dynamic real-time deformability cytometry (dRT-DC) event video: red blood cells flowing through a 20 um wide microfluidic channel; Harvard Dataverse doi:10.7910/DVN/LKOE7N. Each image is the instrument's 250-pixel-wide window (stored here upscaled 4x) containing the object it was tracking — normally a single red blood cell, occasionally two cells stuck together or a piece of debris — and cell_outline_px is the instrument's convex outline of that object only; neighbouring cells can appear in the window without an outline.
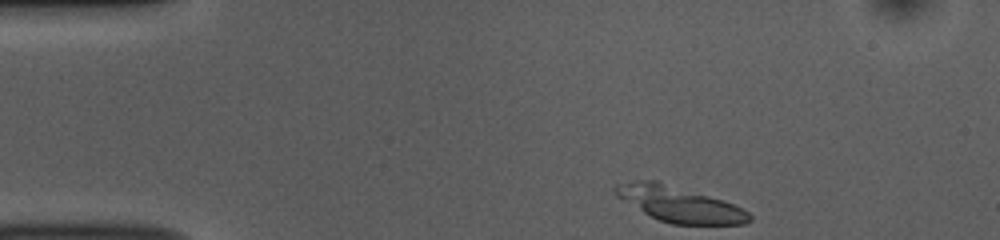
{"species": "common noctule bat (a hibernating species)", "species_latin": "Nyctalus noctula", "temperature_condition": "room temperature", "stored_images_in_passage": 45, "camera_frame_rate_fps": 3000, "um_per_image_px": 0.085, "animal": {"sex": "female", "body_mass_g": 10.0, "forearm_length_mm": 53.1}, "frame": {"image": 1, "passage_image": 1, "time_ms": 0.0, "image_size_px": [1000, 240], "cell_outline_px": [[752, 220], [744, 224], [672, 224], [660, 220], [644, 212], [616, 196], [612, 188], [616, 184], [636, 180], [656, 180], [724, 200], [748, 212], [752, 216]], "centroid_in_image_um": [57.74, 17.34], "position_along_channel_um": 27.3, "area_um2": 27.46}}
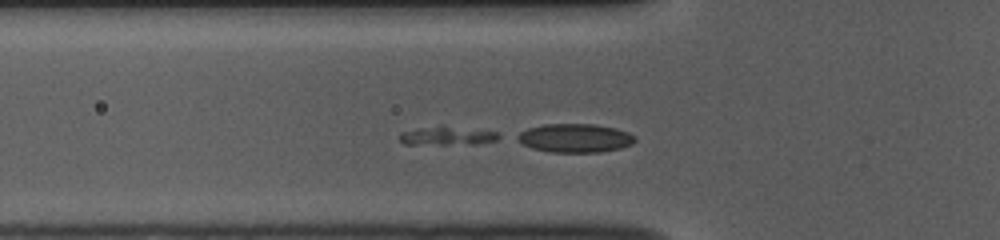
{"frame": {"image": 2, "passage_image": 10, "time_ms": 3.0, "image_size_px": [1000, 240], "cell_outline_px": [[636, 140], [632, 144], [620, 148], [600, 152], [552, 152], [532, 148], [516, 140], [512, 136], [528, 128], [544, 124], [592, 124], [616, 128], [628, 132], [636, 136]], "centroid_in_image_um": [48.86, 11.73], "position_along_channel_um": 76.9, "area_um2": 19.77}}
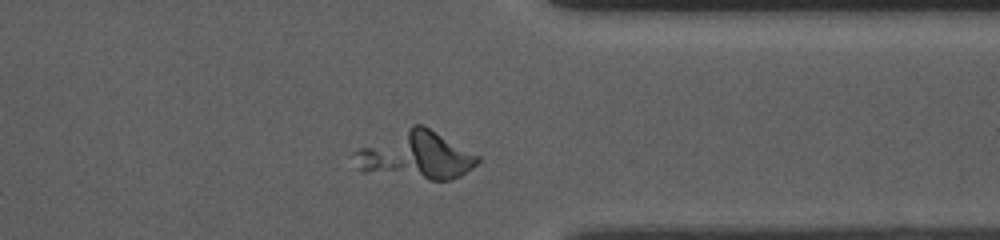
{"frame": {"image": 3, "passage_image": 34, "time_ms": 11.0, "image_size_px": [1000, 240], "cell_outline_px": [[480, 160], [472, 168], [460, 176], [448, 180], [428, 180], [364, 172], [356, 168], [352, 152], [360, 148], [412, 124], [424, 124], [480, 156]], "centroid_in_image_um": [35.36, 13.2], "position_along_channel_um": 376.0, "area_um2": 34.51}}